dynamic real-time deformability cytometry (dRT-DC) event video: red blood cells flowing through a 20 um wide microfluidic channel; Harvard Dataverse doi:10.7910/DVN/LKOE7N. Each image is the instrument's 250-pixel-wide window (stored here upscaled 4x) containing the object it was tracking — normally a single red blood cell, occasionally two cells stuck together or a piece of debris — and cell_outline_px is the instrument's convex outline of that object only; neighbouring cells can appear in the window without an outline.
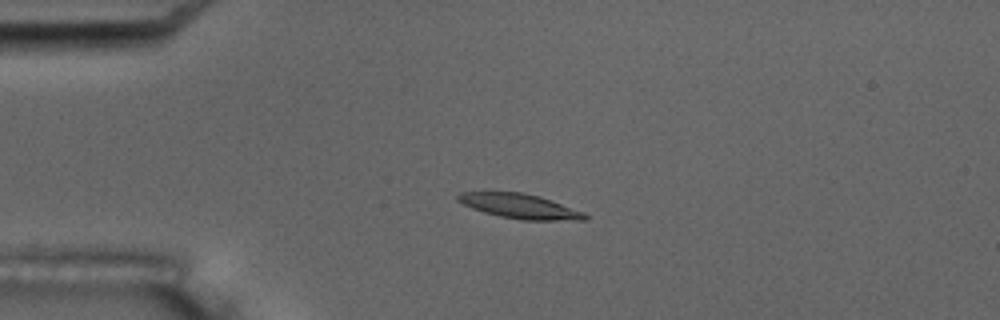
{"species": "common noctule bat (a hibernating species)", "species_latin": "Nyctalus noctula", "temperature_condition": "room temperature", "stored_images_in_passage": 5, "camera_frame_rate_fps": 3000, "um_per_image_px": 0.085, "animal": {"sex": "male", "body_mass_g": 17.5, "forearm_length_mm": 52.3}, "frame": {"image": 1, "passage_image": 5, "time_ms": 4.333, "image_size_px": [1000, 320], "cell_outline_px": [[588, 220], [520, 220], [500, 216], [484, 212], [472, 208], [456, 200], [456, 196], [460, 192], [524, 192], [540, 196], [584, 212], [588, 216]], "centroid_in_image_um": [44.19, 17.52], "position_along_channel_um": 40.8, "area_um2": 18.26}}